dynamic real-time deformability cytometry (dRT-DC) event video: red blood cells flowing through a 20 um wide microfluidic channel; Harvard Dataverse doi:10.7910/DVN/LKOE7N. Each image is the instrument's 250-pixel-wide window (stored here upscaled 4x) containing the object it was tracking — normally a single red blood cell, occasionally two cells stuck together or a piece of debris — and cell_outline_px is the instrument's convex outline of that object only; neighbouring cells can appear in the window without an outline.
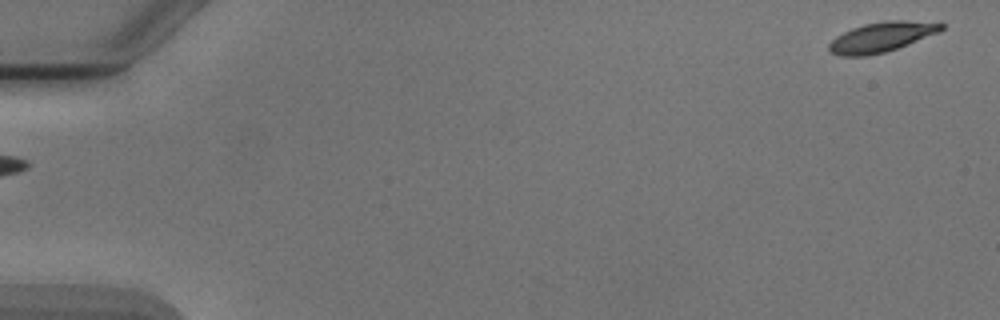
{"species": "Egyptian fruit bat (a non-hibernating species)", "species_latin": "Rousettus aegyptiacus", "temperature_condition": "cold", "stored_images_in_passage": 4, "camera_frame_rate_fps": 3000, "um_per_image_px": 0.085, "animal": {"sex": "male"}, "frame": {"image": 1, "passage_image": 4, "time_ms": 3.667, "image_size_px": [1000, 320], "cell_outline_px": [[944, 28], [940, 32], [896, 48], [884, 52], [868, 56], [840, 56], [832, 52], [828, 48], [828, 44], [836, 36], [852, 28], [864, 24], [884, 20], [940, 20], [944, 24]], "centroid_in_image_um": [75.01, 3.11], "position_along_channel_um": 10.0, "area_um2": 19.88}}